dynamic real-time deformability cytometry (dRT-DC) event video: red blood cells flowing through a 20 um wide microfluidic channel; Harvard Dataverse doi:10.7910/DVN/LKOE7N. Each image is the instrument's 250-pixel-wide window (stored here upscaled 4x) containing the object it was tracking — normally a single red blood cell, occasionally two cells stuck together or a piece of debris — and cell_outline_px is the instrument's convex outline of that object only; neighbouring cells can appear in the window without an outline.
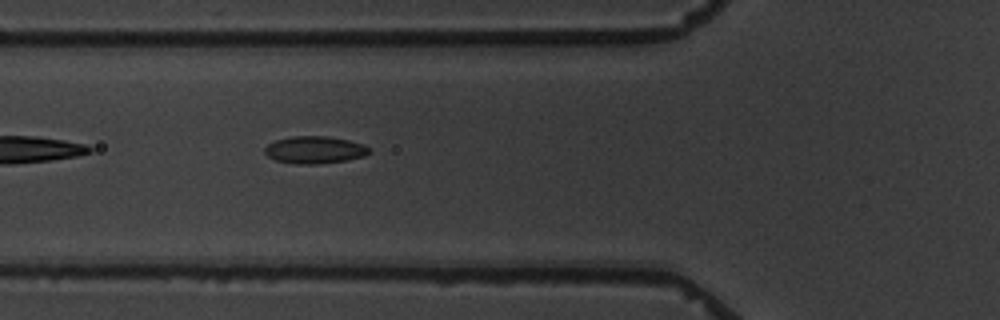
{"species": "common noctule bat (a hibernating species)", "species_latin": "Nyctalus noctula", "temperature_condition": "warm", "stored_images_in_passage": 3, "camera_frame_rate_fps": 3000, "um_per_image_px": 0.085, "animal": {"sex": "male", "body_mass_g": 19.5, "forearm_length_mm": 54.6}, "frame": {"image": 1, "passage_image": 3, "time_ms": 2.667, "image_size_px": [1000, 320], "cell_outline_px": [[368, 152], [364, 156], [348, 160], [316, 164], [296, 164], [276, 160], [268, 156], [264, 152], [264, 148], [268, 144], [276, 140], [292, 136], [328, 136], [348, 140], [364, 144], [368, 148]], "centroid_in_image_um": [26.73, 12.73], "position_along_channel_um": 99.1, "area_um2": 16.53}}